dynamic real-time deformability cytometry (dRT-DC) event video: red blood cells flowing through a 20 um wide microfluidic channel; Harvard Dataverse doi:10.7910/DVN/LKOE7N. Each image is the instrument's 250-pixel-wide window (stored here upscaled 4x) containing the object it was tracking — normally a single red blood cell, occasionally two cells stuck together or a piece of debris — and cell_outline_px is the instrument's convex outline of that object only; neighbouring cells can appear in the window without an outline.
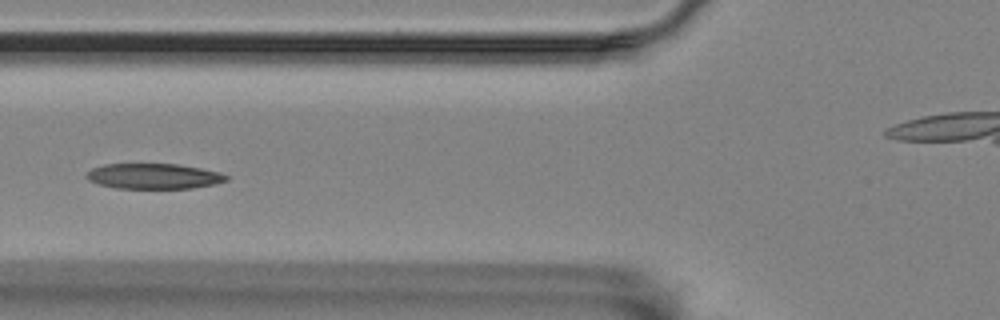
{"species": "Egyptian fruit bat (a non-hibernating species)", "species_latin": "Rousettus aegyptiacus", "temperature_condition": "room temperature", "stored_images_in_passage": 8, "segment_of_instrument_passage": [1, 2], "camera_frame_rate_fps": 3000, "um_per_image_px": 0.085, "animal": {"sex": "female"}, "frame": {"image": 1, "passage_image": 7, "time_ms": 7.0, "image_size_px": [1000, 320], "cell_outline_px": [[228, 180], [216, 184], [192, 188], [116, 188], [100, 184], [88, 180], [84, 176], [92, 168], [104, 164], [176, 164], [200, 168], [220, 172], [228, 176]], "centroid_in_image_um": [13.07, 14.97], "position_along_channel_um": 112.7, "area_um2": 20.63}}